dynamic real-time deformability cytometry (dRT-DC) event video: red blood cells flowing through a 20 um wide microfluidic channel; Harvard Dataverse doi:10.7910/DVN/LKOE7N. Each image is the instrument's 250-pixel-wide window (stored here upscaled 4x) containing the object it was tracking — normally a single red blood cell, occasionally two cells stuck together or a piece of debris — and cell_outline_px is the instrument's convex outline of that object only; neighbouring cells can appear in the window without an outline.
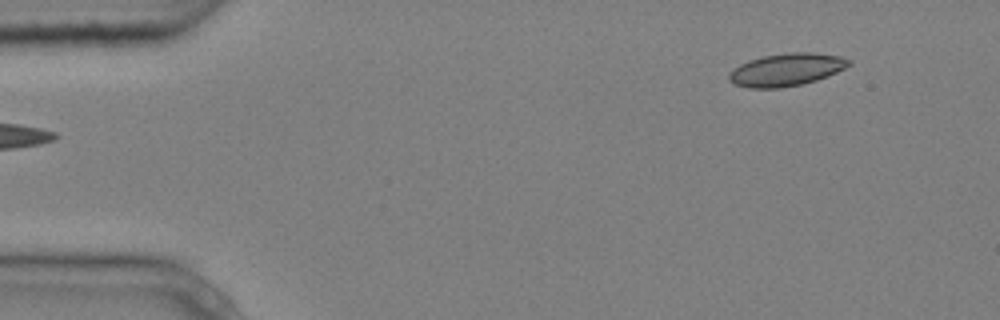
{"species": "common noctule bat (a hibernating species)", "species_latin": "Nyctalus noctula", "temperature_condition": "cold", "stored_images_in_passage": 2, "camera_frame_rate_fps": 3000, "um_per_image_px": 0.085, "animal": {"sex": "male", "body_mass_g": 20.4}, "frame": {"image": 1, "passage_image": 2, "time_ms": 0.333, "image_size_px": [1000, 320], "cell_outline_px": [[852, 64], [828, 76], [816, 80], [800, 84], [780, 88], [748, 88], [732, 84], [728, 80], [728, 72], [732, 68], [748, 60], [764, 56], [792, 52], [812, 52], [840, 56], [852, 60]], "centroid_in_image_um": [66.81, 5.92], "position_along_channel_um": 18.2, "area_um2": 22.95}}